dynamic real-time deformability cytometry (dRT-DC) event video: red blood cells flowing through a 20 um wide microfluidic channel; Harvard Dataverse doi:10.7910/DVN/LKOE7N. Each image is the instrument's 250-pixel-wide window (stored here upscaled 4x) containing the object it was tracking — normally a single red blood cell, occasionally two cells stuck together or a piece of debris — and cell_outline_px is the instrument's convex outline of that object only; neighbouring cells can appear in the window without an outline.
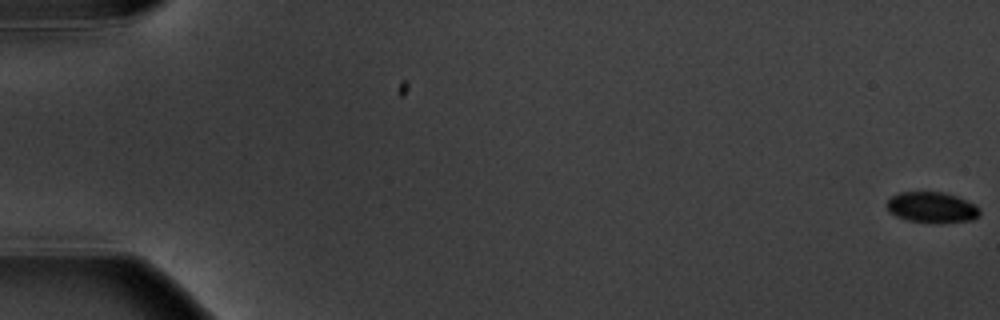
{"species": "common noctule bat (a hibernating species)", "species_latin": "Nyctalus noctula", "temperature_condition": "warm", "stored_images_in_passage": 6, "segment_of_instrument_passage": [1, 2], "camera_frame_rate_fps": 3000, "um_per_image_px": 0.085, "animal": {"sex": "male", "body_mass_g": 20.1, "forearm_length_mm": 53.5}, "frame": {"image": 1, "passage_image": 1, "time_ms": 0.0, "image_size_px": [1000, 320], "cell_outline_px": [[980, 216], [972, 220], [940, 224], [908, 220], [896, 216], [888, 212], [888, 200], [892, 196], [900, 192], [940, 192], [956, 196], [976, 204], [980, 208]], "centroid_in_image_um": [79.25, 17.65], "position_along_channel_um": 5.7, "area_um2": 16.82}}